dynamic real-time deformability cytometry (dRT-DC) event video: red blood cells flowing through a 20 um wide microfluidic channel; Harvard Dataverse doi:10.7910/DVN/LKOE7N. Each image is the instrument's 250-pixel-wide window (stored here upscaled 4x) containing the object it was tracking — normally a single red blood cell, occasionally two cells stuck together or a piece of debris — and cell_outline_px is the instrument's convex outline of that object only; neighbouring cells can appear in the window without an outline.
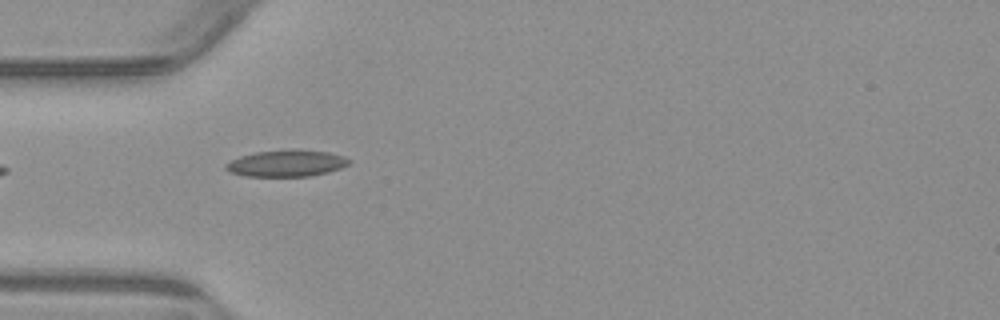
{"species": "common noctule bat (a hibernating species)", "species_latin": "Nyctalus noctula", "temperature_condition": "warm", "stored_images_in_passage": 15, "camera_frame_rate_fps": 3000, "um_per_image_px": 0.085, "animal": {"sex": "male", "body_mass_g": 23.1, "forearm_length_mm": 52.7}, "frame": {"image": 1, "passage_image": 1, "time_ms": 0.0, "image_size_px": [1000, 320], "cell_outline_px": [[352, 160], [348, 164], [340, 168], [328, 172], [312, 176], [244, 176], [228, 172], [224, 168], [224, 164], [240, 156], [256, 152], [292, 148], [296, 148], [328, 152], [344, 156]], "centroid_in_image_um": [24.34, 13.87], "position_along_channel_um": 60.7, "area_um2": 19.42}}